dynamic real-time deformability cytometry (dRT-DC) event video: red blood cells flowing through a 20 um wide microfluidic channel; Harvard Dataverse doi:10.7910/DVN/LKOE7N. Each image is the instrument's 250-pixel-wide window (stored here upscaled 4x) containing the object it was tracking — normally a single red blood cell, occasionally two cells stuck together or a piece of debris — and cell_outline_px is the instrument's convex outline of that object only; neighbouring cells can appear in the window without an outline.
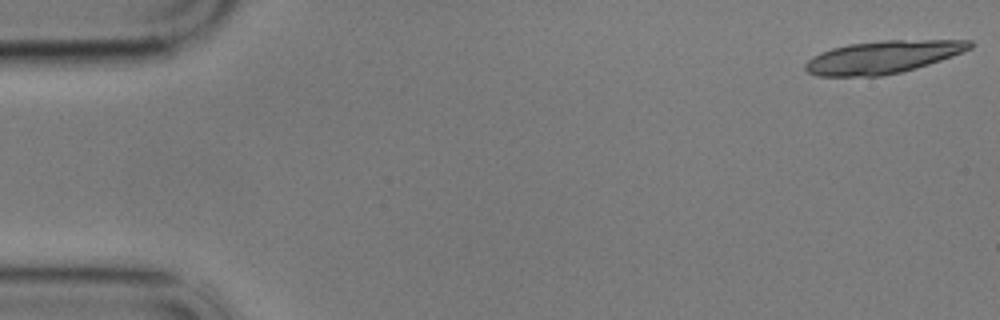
{"species": "common noctule bat (a hibernating species)", "species_latin": "Nyctalus noctula", "temperature_condition": "cold", "stored_images_in_passage": 16, "camera_frame_rate_fps": 3000, "um_per_image_px": 0.085, "animal": {"sex": "male", "body_mass_g": 17.9}, "frame": {"image": 1, "passage_image": 1, "time_ms": 0.0, "image_size_px": [1000, 320], "cell_outline_px": [[972, 48], [952, 56], [916, 68], [900, 72], [880, 76], [816, 76], [808, 72], [804, 68], [804, 64], [812, 56], [820, 52], [832, 48], [848, 44], [884, 40], [972, 40]], "centroid_in_image_um": [75.01, 4.85], "position_along_channel_um": 10.0, "area_um2": 31.27}}